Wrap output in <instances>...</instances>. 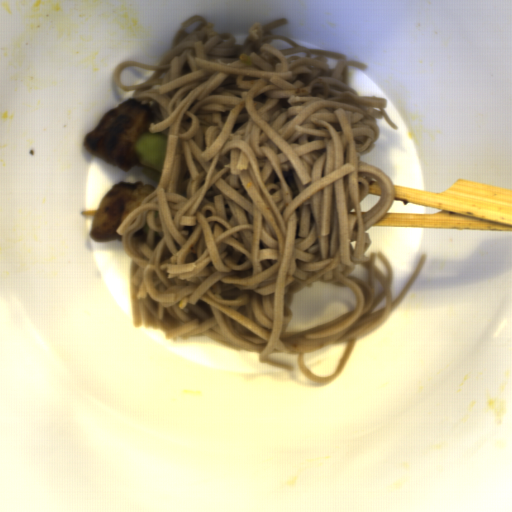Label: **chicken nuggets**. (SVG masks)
Segmentation results:
<instances>
[{
    "mask_svg": "<svg viewBox=\"0 0 512 512\" xmlns=\"http://www.w3.org/2000/svg\"><path fill=\"white\" fill-rule=\"evenodd\" d=\"M155 123L152 109L142 106L133 96L110 109L92 131L84 136L83 145L93 156L127 172L140 164L136 143Z\"/></svg>",
    "mask_w": 512,
    "mask_h": 512,
    "instance_id": "90cb4de2",
    "label": "chicken nuggets"
},
{
    "mask_svg": "<svg viewBox=\"0 0 512 512\" xmlns=\"http://www.w3.org/2000/svg\"><path fill=\"white\" fill-rule=\"evenodd\" d=\"M155 190V186L141 181H122L114 185L107 191L94 216L89 233L91 239L98 243L121 239L117 233L118 225Z\"/></svg>",
    "mask_w": 512,
    "mask_h": 512,
    "instance_id": "f4ed5422",
    "label": "chicken nuggets"
}]
</instances>
